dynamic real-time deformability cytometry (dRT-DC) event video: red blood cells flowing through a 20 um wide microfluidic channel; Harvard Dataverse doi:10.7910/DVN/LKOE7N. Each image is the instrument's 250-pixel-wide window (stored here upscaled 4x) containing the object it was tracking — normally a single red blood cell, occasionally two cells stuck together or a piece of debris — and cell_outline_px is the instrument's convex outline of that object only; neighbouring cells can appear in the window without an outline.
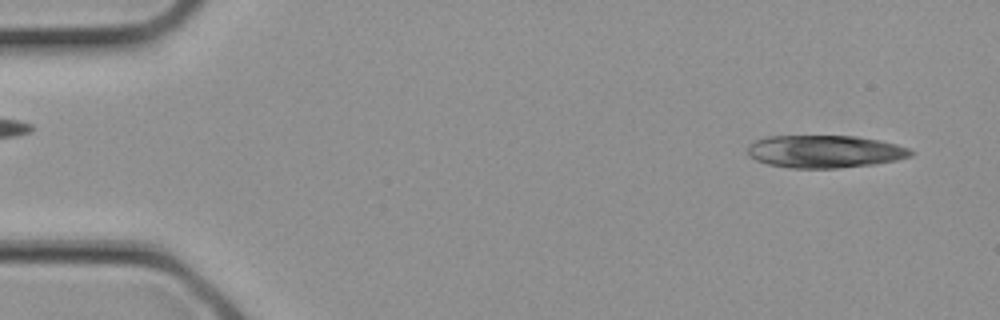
{"species": "common noctule bat (a hibernating species)", "species_latin": "Nyctalus noctula", "temperature_condition": "cold", "stored_images_in_passage": 11, "camera_frame_rate_fps": 3000, "um_per_image_px": 0.085, "animal": {"sex": "female", "body_mass_g": 21.9}, "frame": {"image": 1, "passage_image": 1, "time_ms": 0.0, "image_size_px": [1000, 320], "cell_outline_px": [[916, 152], [912, 156], [896, 160], [876, 164], [836, 168], [788, 168], [768, 164], [756, 160], [748, 156], [748, 144], [764, 136], [856, 136], [880, 140], [896, 144], [908, 148]], "centroid_in_image_um": [70.11, 12.88], "position_along_channel_um": 14.9, "area_um2": 31.27}}
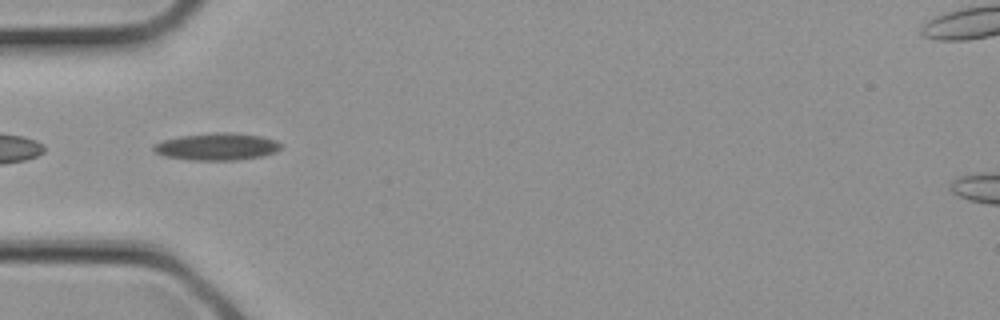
{"frame": {"image": 2, "passage_image": 8, "time_ms": 2.333, "image_size_px": [1000, 320], "cell_outline_px": [[284, 144], [276, 152], [260, 156], [236, 160], [192, 160], [164, 156], [156, 152], [152, 148], [152, 144], [160, 140], [180, 136], [216, 132], [228, 132], [260, 136], [276, 140]], "centroid_in_image_um": [18.42, 12.46], "position_along_channel_um": 66.6, "area_um2": 20.23}}
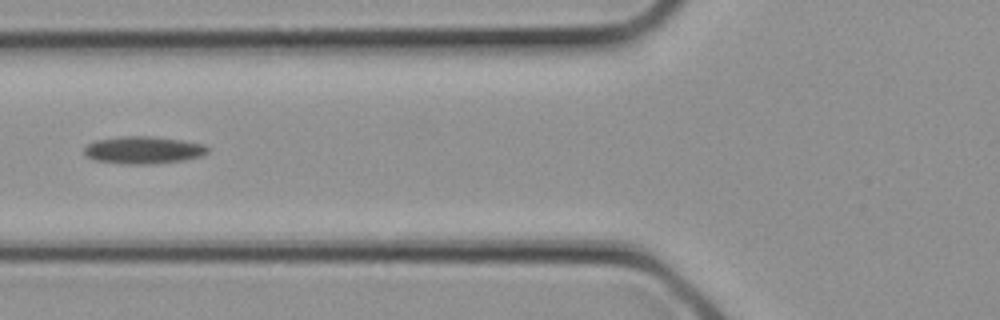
{"frame": {"image": 3, "passage_image": 10, "time_ms": 3.0, "image_size_px": [1000, 320], "cell_outline_px": [[208, 152], [204, 156], [184, 160], [156, 164], [124, 164], [92, 160], [84, 156], [84, 148], [88, 144], [96, 140], [120, 136], [152, 136], [180, 140], [204, 144], [208, 148]], "centroid_in_image_um": [12.17, 12.76], "position_along_channel_um": 113.6, "area_um2": 20.0}}